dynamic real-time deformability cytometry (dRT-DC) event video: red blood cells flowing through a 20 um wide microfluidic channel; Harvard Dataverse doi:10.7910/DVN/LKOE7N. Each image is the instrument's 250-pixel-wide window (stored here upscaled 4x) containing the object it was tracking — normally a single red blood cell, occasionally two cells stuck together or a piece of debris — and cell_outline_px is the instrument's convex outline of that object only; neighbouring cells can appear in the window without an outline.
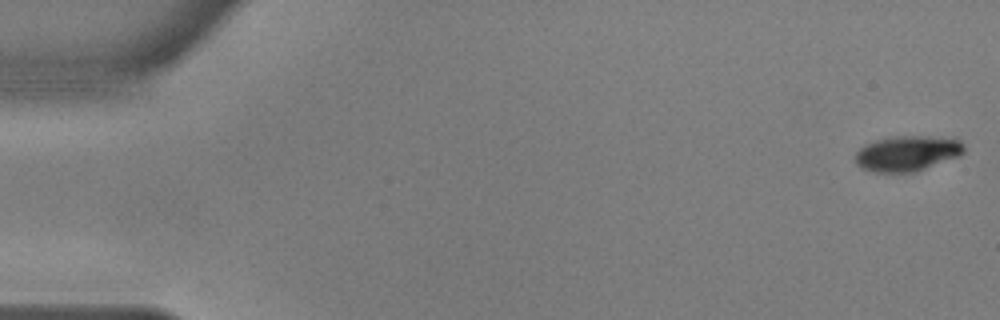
{"species": "common noctule bat (a hibernating species)", "species_latin": "Nyctalus noctula", "temperature_condition": "warm", "stored_images_in_passage": 56, "camera_frame_rate_fps": 3000, "um_per_image_px": 0.085, "animal": {"sex": "male", "body_mass_g": 17.9, "forearm_length_mm": 54.2}, "frame": {"image": 1, "passage_image": 1, "time_ms": 0.0, "image_size_px": [1000, 320], "cell_outline_px": [[964, 152], [960, 156], [912, 172], [876, 172], [860, 168], [856, 164], [856, 152], [860, 148], [876, 140], [900, 136], [956, 136], [964, 144]], "centroid_in_image_um": [77.18, 13.01], "position_along_channel_um": 7.8, "area_um2": 22.48}}
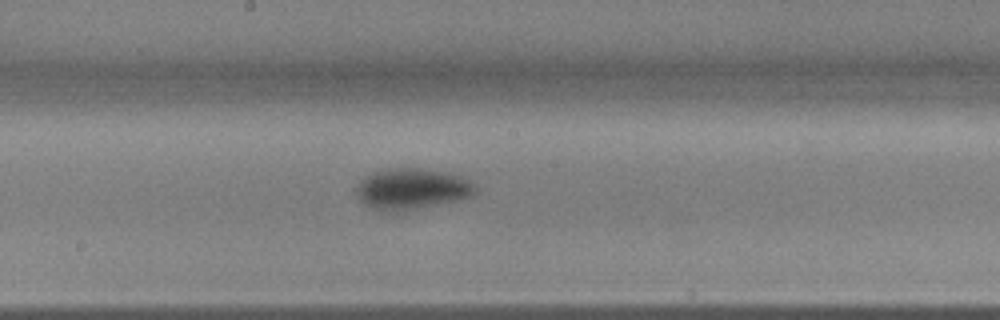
{"frame": {"image": 2, "passage_image": 30, "time_ms": 9.667, "image_size_px": [1000, 320], "cell_outline_px": [[476, 192], [468, 196], [456, 200], [412, 208], [372, 208], [364, 204], [356, 196], [356, 188], [360, 180], [364, 176], [384, 168], [420, 168], [444, 172], [460, 176], [476, 184]], "centroid_in_image_um": [34.98, 15.99], "position_along_channel_um": 213.2, "area_um2": 27.4}}
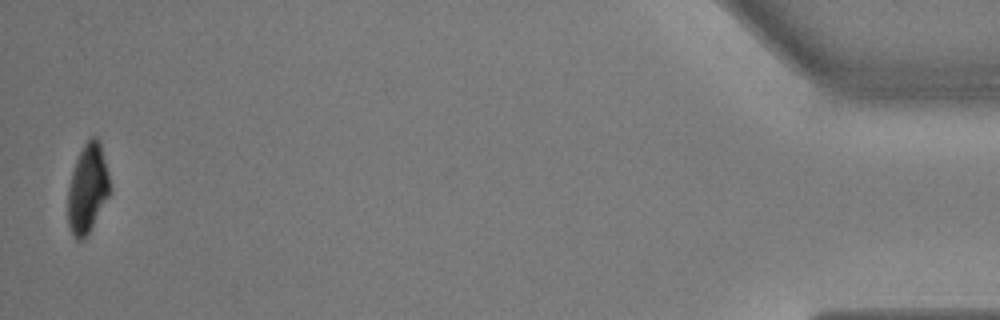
{"frame": {"image": 3, "passage_image": 55, "time_ms": 18.0, "image_size_px": [1000, 320], "cell_outline_px": [[112, 192], [92, 228], [84, 240], [76, 240], [68, 224], [68, 188], [72, 172], [76, 160], [84, 144], [92, 136], [96, 136], [100, 140], [112, 188]], "centroid_in_image_um": [7.48, 16.05], "position_along_channel_um": 427.7, "area_um2": 22.14}, "authors_computed_cell_mechanics": {"area_um2": 25.6054, "velocity_mm_per_s": 3.6187, "shape_relaxation_time_tau1_ms": 2.988, "shape_relaxation_time_tau2_ms": 1.7073, "deformation_change_tau1": 0.1307, "deformation_change_tau2": 0.0366}}